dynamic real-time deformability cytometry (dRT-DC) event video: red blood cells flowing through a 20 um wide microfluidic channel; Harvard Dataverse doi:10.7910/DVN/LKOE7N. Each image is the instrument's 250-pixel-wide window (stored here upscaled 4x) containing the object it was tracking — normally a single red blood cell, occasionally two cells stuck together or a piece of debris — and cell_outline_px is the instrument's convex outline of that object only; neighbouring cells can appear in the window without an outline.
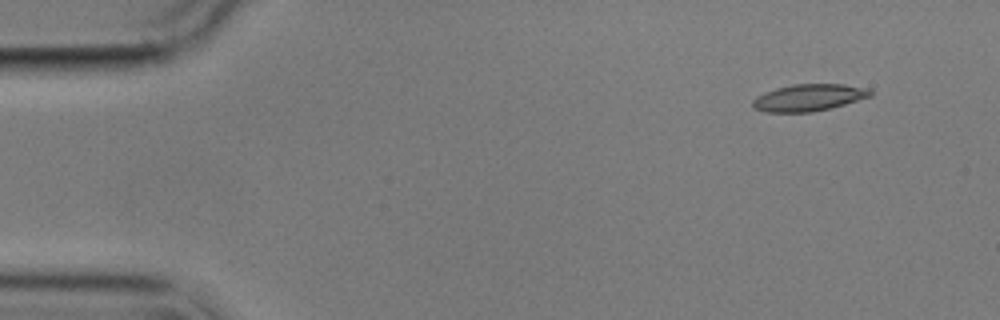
{"species": "common noctule bat (a hibernating species)", "species_latin": "Nyctalus noctula", "temperature_condition": "cold", "stored_images_in_passage": 4, "camera_frame_rate_fps": 3000, "um_per_image_px": 0.085, "animal": {"sex": "male", "body_mass_g": 17.9}, "frame": {"image": 1, "passage_image": 1, "time_ms": 0.0, "image_size_px": [1000, 320], "cell_outline_px": [[872, 96], [844, 104], [812, 112], [764, 112], [752, 108], [752, 100], [756, 96], [764, 92], [776, 88], [792, 84], [844, 84], [868, 88], [872, 92]], "centroid_in_image_um": [68.7, 8.29], "position_along_channel_um": 16.3, "area_um2": 18.5}}
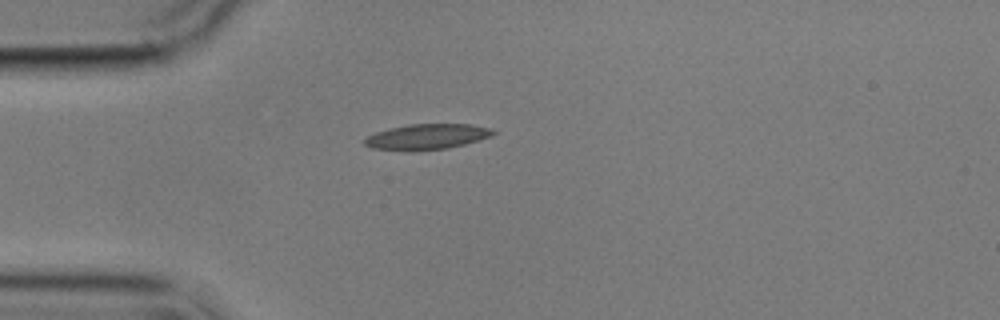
{"frame": {"image": 2, "passage_image": 4, "time_ms": 3.333, "image_size_px": [1000, 320], "cell_outline_px": [[496, 132], [492, 136], [464, 144], [448, 148], [372, 148], [364, 144], [364, 140], [368, 136], [376, 132], [408, 124], [468, 124], [492, 128]], "centroid_in_image_um": [36.38, 11.57], "position_along_channel_um": 48.6, "area_um2": 18.09}}